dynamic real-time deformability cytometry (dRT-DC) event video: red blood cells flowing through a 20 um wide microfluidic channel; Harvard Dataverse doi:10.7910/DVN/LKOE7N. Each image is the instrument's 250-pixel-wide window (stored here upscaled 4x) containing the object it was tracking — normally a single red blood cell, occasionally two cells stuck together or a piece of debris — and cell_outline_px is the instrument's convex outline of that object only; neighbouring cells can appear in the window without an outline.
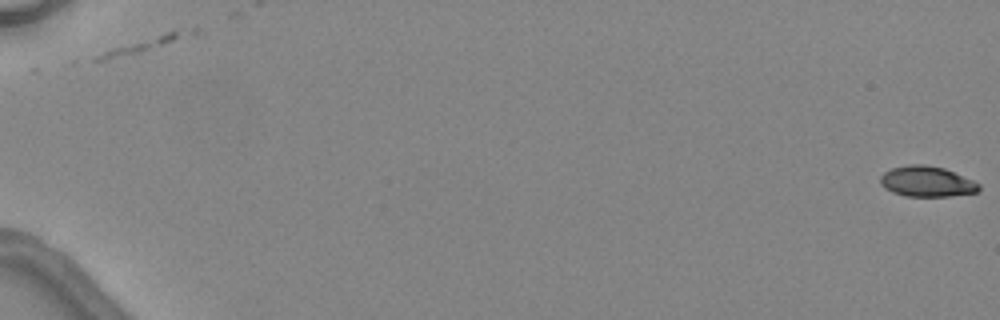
{"species": "common noctule bat (a hibernating species)", "species_latin": "Nyctalus noctula", "temperature_condition": "warm", "stored_images_in_passage": 6, "camera_frame_rate_fps": 3000, "um_per_image_px": 0.085, "animal": {"sex": "female", "body_mass_g": 24.6, "forearm_length_mm": 56.2}, "frame": {"image": 1, "passage_image": 1, "time_ms": 0.0, "image_size_px": [1000, 320], "cell_outline_px": [[980, 188], [976, 192], [948, 196], [904, 196], [892, 192], [884, 188], [880, 184], [880, 176], [884, 172], [892, 168], [908, 164], [924, 164], [944, 168], [972, 180], [980, 184]], "centroid_in_image_um": [78.73, 15.42], "position_along_channel_um": 6.3, "area_um2": 17.51}}
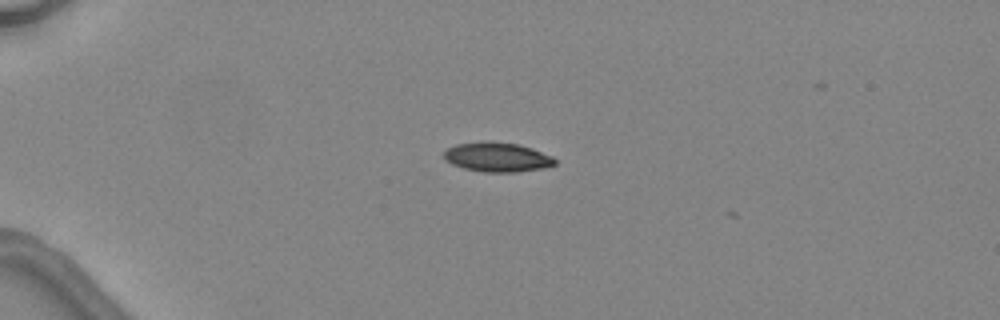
{"frame": {"image": 2, "passage_image": 5, "time_ms": 4.667, "image_size_px": [1000, 320], "cell_outline_px": [[556, 164], [544, 168], [516, 172], [484, 172], [464, 168], [452, 164], [444, 160], [444, 152], [448, 148], [456, 144], [484, 140], [488, 140], [516, 144], [532, 148], [552, 156], [556, 160]], "centroid_in_image_um": [42.25, 13.34], "position_along_channel_um": 42.7, "area_um2": 19.19}}